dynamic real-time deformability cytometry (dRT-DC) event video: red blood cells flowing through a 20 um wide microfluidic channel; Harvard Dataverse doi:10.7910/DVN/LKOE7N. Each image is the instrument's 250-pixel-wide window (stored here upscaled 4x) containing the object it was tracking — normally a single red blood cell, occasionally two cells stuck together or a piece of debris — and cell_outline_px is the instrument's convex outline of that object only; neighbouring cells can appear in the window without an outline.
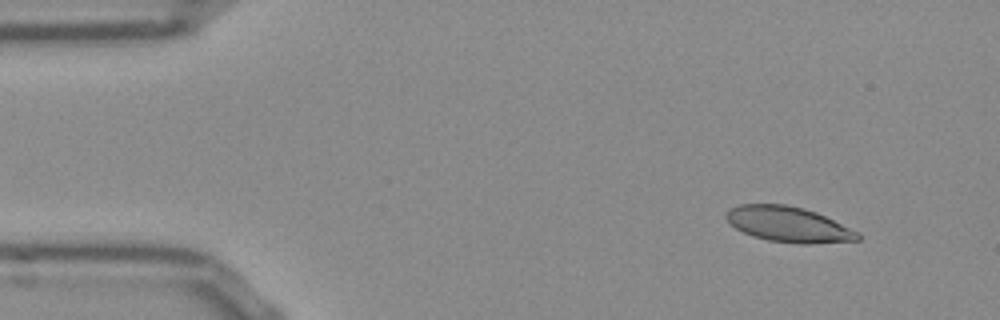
{"species": "Egyptian fruit bat (a non-hibernating species)", "species_latin": "Rousettus aegyptiacus", "temperature_condition": "room temperature", "stored_images_in_passage": 48, "camera_frame_rate_fps": 3000, "um_per_image_px": 0.085, "frame": {"image": 1, "passage_image": 1, "time_ms": 0.0, "image_size_px": [1000, 320], "cell_outline_px": [[860, 240], [808, 244], [800, 244], [768, 240], [752, 236], [736, 228], [724, 216], [724, 212], [740, 204], [784, 204], [804, 208], [816, 212], [860, 232]], "centroid_in_image_um": [67.04, 19.07], "position_along_channel_um": 18.0, "area_um2": 27.11}}
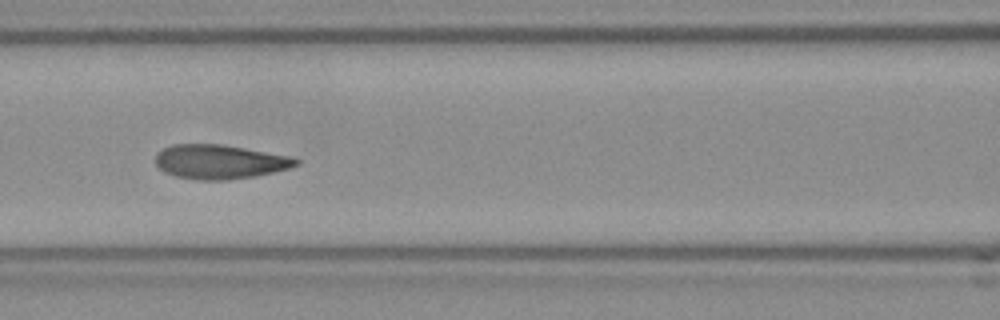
{"frame": {"image": 2, "passage_image": 18, "time_ms": 5.667, "image_size_px": [1000, 320], "cell_outline_px": [[300, 164], [288, 168], [256, 176], [228, 180], [200, 180], [176, 176], [164, 172], [156, 164], [156, 152], [172, 144], [220, 144], [244, 148], [288, 156], [300, 160]], "centroid_in_image_um": [18.65, 13.75], "position_along_channel_um": 148.0, "area_um2": 27.86}}
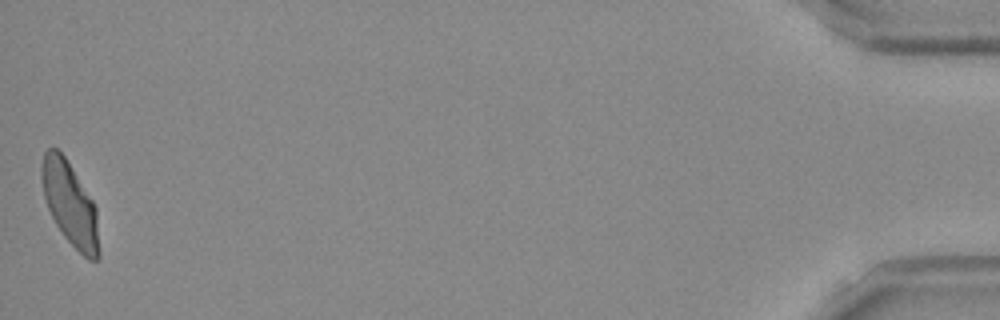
{"frame": {"image": 3, "passage_image": 48, "time_ms": 15.667, "image_size_px": [1000, 320], "cell_outline_px": [[100, 256], [96, 260], [88, 260], [64, 236], [56, 224], [48, 208], [44, 196], [40, 176], [40, 168], [44, 152], [48, 148], [56, 148], [64, 156], [92, 200], [96, 208], [100, 252]], "centroid_in_image_um": [5.94, 17.34], "position_along_channel_um": 429.3, "area_um2": 27.63}, "authors_computed_cell_mechanics": {"area_um2": 27.8596, "velocity_mm_per_s": 3.82, "shape_relaxation_time_tau1_ms": 4.7034, "shape_relaxation_time_tau2_ms": 0.9989, "deformation_change_tau1": 0.1527, "deformation_change_tau2": 0.0716}}